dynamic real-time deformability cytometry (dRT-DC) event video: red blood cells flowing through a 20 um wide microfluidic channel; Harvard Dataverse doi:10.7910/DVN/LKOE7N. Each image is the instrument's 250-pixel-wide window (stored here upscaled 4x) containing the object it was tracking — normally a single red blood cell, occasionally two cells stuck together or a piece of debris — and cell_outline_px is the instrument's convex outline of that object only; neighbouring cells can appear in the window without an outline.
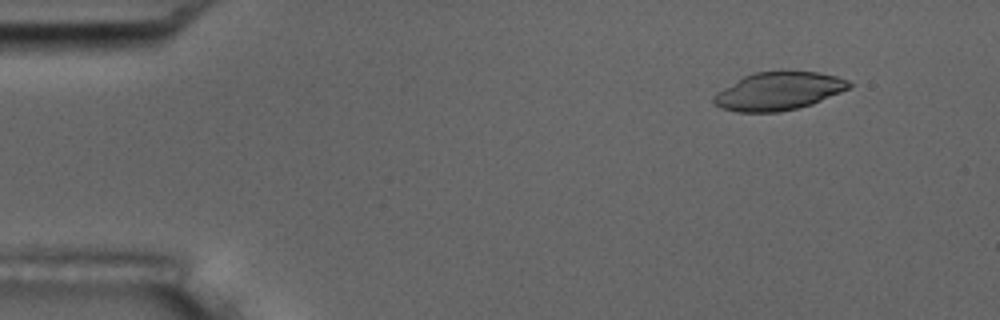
{"species": "common noctule bat (a hibernating species)", "species_latin": "Nyctalus noctula", "temperature_condition": "room temperature", "stored_images_in_passage": 4, "camera_frame_rate_fps": 3000, "um_per_image_px": 0.085, "animal": {"sex": "male", "body_mass_g": 17.5, "forearm_length_mm": 52.3}, "frame": {"image": 1, "passage_image": 1, "time_ms": 0.0, "image_size_px": [1000, 320], "cell_outline_px": [[852, 84], [848, 88], [840, 92], [812, 104], [780, 112], [736, 112], [720, 108], [712, 100], [716, 92], [744, 76], [756, 72], [816, 72], [836, 76], [848, 80]], "centroid_in_image_um": [66.15, 7.76], "position_along_channel_um": 18.9, "area_um2": 29.59}}